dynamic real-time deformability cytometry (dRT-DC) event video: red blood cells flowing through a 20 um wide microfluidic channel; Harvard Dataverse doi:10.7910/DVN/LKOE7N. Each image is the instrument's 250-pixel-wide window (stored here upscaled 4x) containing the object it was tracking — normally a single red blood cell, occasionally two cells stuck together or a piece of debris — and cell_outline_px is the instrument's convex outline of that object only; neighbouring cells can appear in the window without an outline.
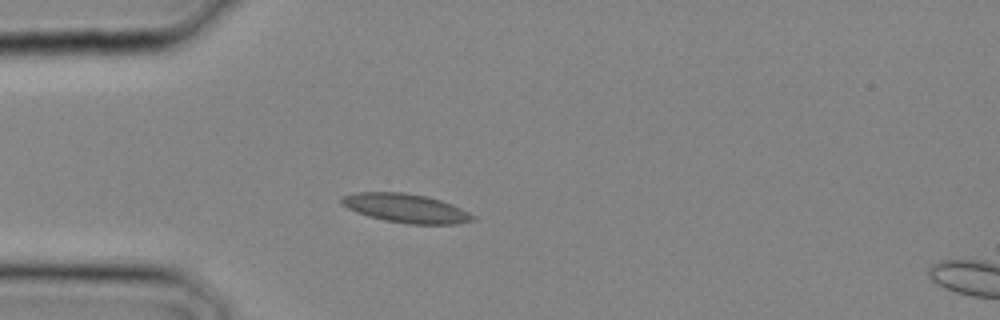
{"species": "common noctule bat (a hibernating species)", "species_latin": "Nyctalus noctula", "temperature_condition": "cold", "stored_images_in_passage": 3, "camera_frame_rate_fps": 3000, "um_per_image_px": 0.085, "animal": {"sex": "male", "body_mass_g": 20.4}, "frame": {"image": 1, "passage_image": 2, "time_ms": 0.333, "image_size_px": [1000, 320], "cell_outline_px": [[476, 220], [456, 224], [412, 224], [384, 220], [368, 216], [356, 212], [348, 208], [340, 200], [340, 196], [356, 192], [404, 192], [428, 196], [452, 204], [476, 216]], "centroid_in_image_um": [34.51, 17.69], "position_along_channel_um": 50.5, "area_um2": 22.14}}